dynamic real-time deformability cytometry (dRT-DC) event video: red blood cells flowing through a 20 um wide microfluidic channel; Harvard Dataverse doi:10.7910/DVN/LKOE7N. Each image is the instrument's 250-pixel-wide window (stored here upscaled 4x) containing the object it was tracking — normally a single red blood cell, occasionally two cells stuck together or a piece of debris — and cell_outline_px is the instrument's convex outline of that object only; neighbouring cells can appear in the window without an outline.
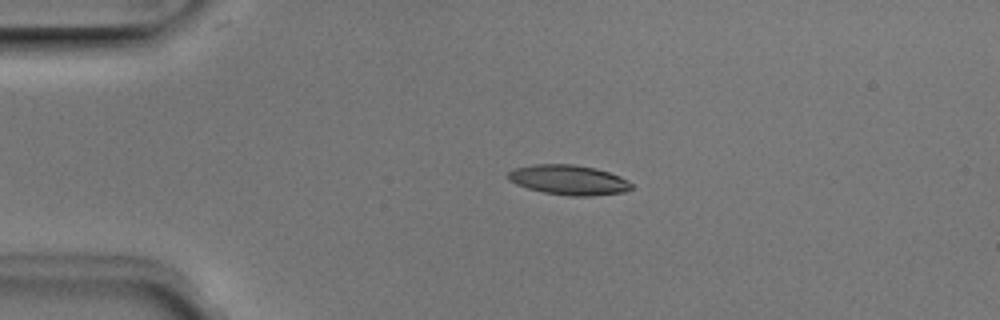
{"species": "Egyptian fruit bat (a non-hibernating species)", "species_latin": "Rousettus aegyptiacus", "temperature_condition": "room temperature", "stored_images_in_passage": 4, "camera_frame_rate_fps": 3000, "um_per_image_px": 0.085, "animal": {"sex": "male"}, "frame": {"image": 1, "passage_image": 3, "time_ms": 0.667, "image_size_px": [1000, 320], "cell_outline_px": [[632, 188], [624, 192], [588, 196], [568, 196], [544, 192], [528, 188], [516, 184], [508, 180], [508, 172], [512, 168], [536, 164], [572, 164], [596, 168], [620, 176], [628, 180], [632, 184]], "centroid_in_image_um": [48.32, 15.29], "position_along_channel_um": 36.7, "area_um2": 21.5}}